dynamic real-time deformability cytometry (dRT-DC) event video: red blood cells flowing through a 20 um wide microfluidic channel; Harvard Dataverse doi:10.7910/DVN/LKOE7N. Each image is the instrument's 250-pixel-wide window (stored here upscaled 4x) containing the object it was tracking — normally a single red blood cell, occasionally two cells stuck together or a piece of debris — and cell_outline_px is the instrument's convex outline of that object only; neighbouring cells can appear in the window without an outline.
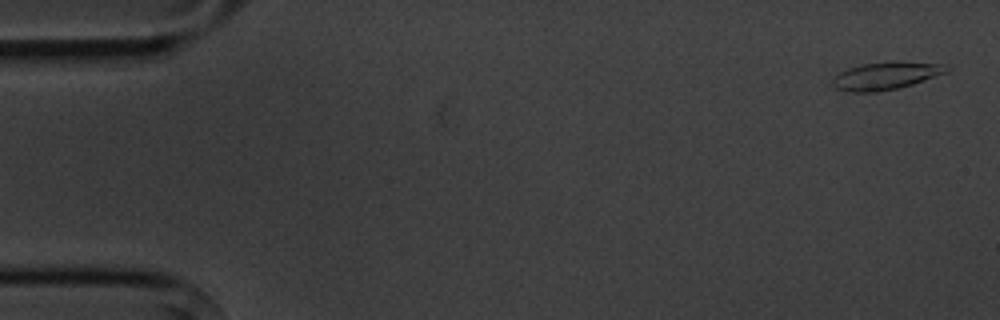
{"species": "common noctule bat (a hibernating species)", "species_latin": "Nyctalus noctula", "temperature_condition": "cold", "stored_images_in_passage": 5, "camera_frame_rate_fps": 3000, "um_per_image_px": 0.085, "animal": {"sex": "male", "body_mass_g": 20.1, "forearm_length_mm": 53.5}, "frame": {"image": 1, "passage_image": 1, "time_ms": 0.0, "image_size_px": [1000, 320], "cell_outline_px": [[948, 72], [900, 88], [876, 92], [852, 92], [836, 88], [832, 84], [832, 80], [840, 72], [848, 68], [864, 64], [948, 64]], "centroid_in_image_um": [75.25, 6.5], "position_along_channel_um": 9.7, "area_um2": 17.28}}
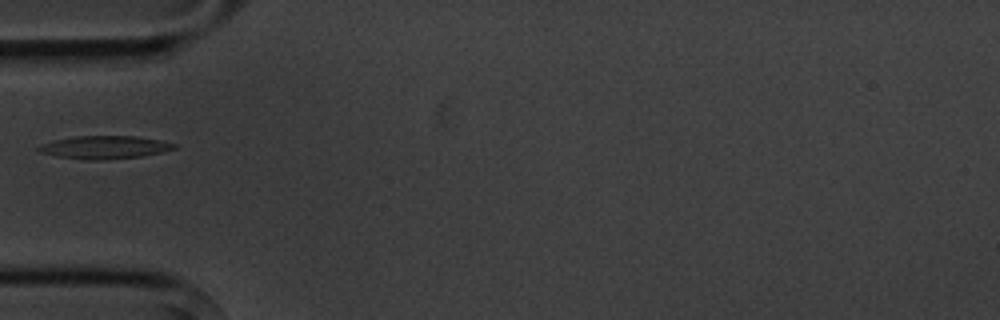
{"frame": {"image": 2, "passage_image": 5, "time_ms": 5.333, "image_size_px": [1000, 320], "cell_outline_px": [[176, 148], [164, 152], [144, 156], [104, 160], [88, 160], [56, 156], [40, 152], [36, 148], [44, 144], [56, 140], [72, 136], [136, 136], [160, 140], [176, 144]], "centroid_in_image_um": [8.94, 12.52], "position_along_channel_um": 76.1, "area_um2": 18.15}}